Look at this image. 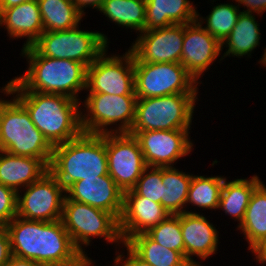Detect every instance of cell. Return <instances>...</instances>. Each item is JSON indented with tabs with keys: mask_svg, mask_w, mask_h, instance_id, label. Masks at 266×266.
<instances>
[{
	"mask_svg": "<svg viewBox=\"0 0 266 266\" xmlns=\"http://www.w3.org/2000/svg\"><path fill=\"white\" fill-rule=\"evenodd\" d=\"M5 229L13 256L34 260L44 266H69L83 256L74 246L61 219L44 222L16 216Z\"/></svg>",
	"mask_w": 266,
	"mask_h": 266,
	"instance_id": "1",
	"label": "cell"
},
{
	"mask_svg": "<svg viewBox=\"0 0 266 266\" xmlns=\"http://www.w3.org/2000/svg\"><path fill=\"white\" fill-rule=\"evenodd\" d=\"M28 68L25 73L8 81L9 91H35L44 94H61L80 101L86 90L87 66L70 59L42 56L33 46L21 49Z\"/></svg>",
	"mask_w": 266,
	"mask_h": 266,
	"instance_id": "2",
	"label": "cell"
},
{
	"mask_svg": "<svg viewBox=\"0 0 266 266\" xmlns=\"http://www.w3.org/2000/svg\"><path fill=\"white\" fill-rule=\"evenodd\" d=\"M27 110L36 128L52 145L66 143L83 133L81 102L61 94L9 91Z\"/></svg>",
	"mask_w": 266,
	"mask_h": 266,
	"instance_id": "3",
	"label": "cell"
},
{
	"mask_svg": "<svg viewBox=\"0 0 266 266\" xmlns=\"http://www.w3.org/2000/svg\"><path fill=\"white\" fill-rule=\"evenodd\" d=\"M105 134L82 133L53 146L49 172L67 189L76 181L108 175Z\"/></svg>",
	"mask_w": 266,
	"mask_h": 266,
	"instance_id": "4",
	"label": "cell"
},
{
	"mask_svg": "<svg viewBox=\"0 0 266 266\" xmlns=\"http://www.w3.org/2000/svg\"><path fill=\"white\" fill-rule=\"evenodd\" d=\"M0 93L9 99L0 102V150L13 155L41 159L48 167L53 146L32 122L25 107L9 93V84Z\"/></svg>",
	"mask_w": 266,
	"mask_h": 266,
	"instance_id": "5",
	"label": "cell"
},
{
	"mask_svg": "<svg viewBox=\"0 0 266 266\" xmlns=\"http://www.w3.org/2000/svg\"><path fill=\"white\" fill-rule=\"evenodd\" d=\"M199 94H174L137 98L130 132L191 130ZM198 100V101H197Z\"/></svg>",
	"mask_w": 266,
	"mask_h": 266,
	"instance_id": "6",
	"label": "cell"
},
{
	"mask_svg": "<svg viewBox=\"0 0 266 266\" xmlns=\"http://www.w3.org/2000/svg\"><path fill=\"white\" fill-rule=\"evenodd\" d=\"M61 221L82 255H87L85 247L90 246L94 238H103L112 245L114 243L115 250L123 243L119 221L111 213L70 200L67 196L63 203Z\"/></svg>",
	"mask_w": 266,
	"mask_h": 266,
	"instance_id": "7",
	"label": "cell"
},
{
	"mask_svg": "<svg viewBox=\"0 0 266 266\" xmlns=\"http://www.w3.org/2000/svg\"><path fill=\"white\" fill-rule=\"evenodd\" d=\"M84 98L81 101L83 133L101 135L130 132L135 120L136 95L99 93L87 94Z\"/></svg>",
	"mask_w": 266,
	"mask_h": 266,
	"instance_id": "8",
	"label": "cell"
},
{
	"mask_svg": "<svg viewBox=\"0 0 266 266\" xmlns=\"http://www.w3.org/2000/svg\"><path fill=\"white\" fill-rule=\"evenodd\" d=\"M79 27L44 31L32 46L42 56L70 59L89 67L109 47L110 40L103 32L85 31Z\"/></svg>",
	"mask_w": 266,
	"mask_h": 266,
	"instance_id": "9",
	"label": "cell"
},
{
	"mask_svg": "<svg viewBox=\"0 0 266 266\" xmlns=\"http://www.w3.org/2000/svg\"><path fill=\"white\" fill-rule=\"evenodd\" d=\"M137 98L198 94L200 86L181 63L134 61Z\"/></svg>",
	"mask_w": 266,
	"mask_h": 266,
	"instance_id": "10",
	"label": "cell"
},
{
	"mask_svg": "<svg viewBox=\"0 0 266 266\" xmlns=\"http://www.w3.org/2000/svg\"><path fill=\"white\" fill-rule=\"evenodd\" d=\"M122 54H108L107 48L87 67L86 93L136 95L134 55L129 49Z\"/></svg>",
	"mask_w": 266,
	"mask_h": 266,
	"instance_id": "11",
	"label": "cell"
},
{
	"mask_svg": "<svg viewBox=\"0 0 266 266\" xmlns=\"http://www.w3.org/2000/svg\"><path fill=\"white\" fill-rule=\"evenodd\" d=\"M65 197L66 189L48 171L17 192V216L44 222L60 220Z\"/></svg>",
	"mask_w": 266,
	"mask_h": 266,
	"instance_id": "12",
	"label": "cell"
},
{
	"mask_svg": "<svg viewBox=\"0 0 266 266\" xmlns=\"http://www.w3.org/2000/svg\"><path fill=\"white\" fill-rule=\"evenodd\" d=\"M108 174L123 191L132 190L147 167L138 140L129 133L105 134Z\"/></svg>",
	"mask_w": 266,
	"mask_h": 266,
	"instance_id": "13",
	"label": "cell"
},
{
	"mask_svg": "<svg viewBox=\"0 0 266 266\" xmlns=\"http://www.w3.org/2000/svg\"><path fill=\"white\" fill-rule=\"evenodd\" d=\"M138 140L143 158L150 167H174L193 152L190 130L129 132Z\"/></svg>",
	"mask_w": 266,
	"mask_h": 266,
	"instance_id": "14",
	"label": "cell"
},
{
	"mask_svg": "<svg viewBox=\"0 0 266 266\" xmlns=\"http://www.w3.org/2000/svg\"><path fill=\"white\" fill-rule=\"evenodd\" d=\"M184 24L143 31L128 49L134 61L144 63H181Z\"/></svg>",
	"mask_w": 266,
	"mask_h": 266,
	"instance_id": "15",
	"label": "cell"
},
{
	"mask_svg": "<svg viewBox=\"0 0 266 266\" xmlns=\"http://www.w3.org/2000/svg\"><path fill=\"white\" fill-rule=\"evenodd\" d=\"M222 44L197 20L184 24L181 64L201 84L200 78L222 54Z\"/></svg>",
	"mask_w": 266,
	"mask_h": 266,
	"instance_id": "16",
	"label": "cell"
},
{
	"mask_svg": "<svg viewBox=\"0 0 266 266\" xmlns=\"http://www.w3.org/2000/svg\"><path fill=\"white\" fill-rule=\"evenodd\" d=\"M204 213H181L180 226L184 240V257L192 266H203L197 260L212 257L218 251L219 231ZM194 257V258H193ZM195 259V260H194Z\"/></svg>",
	"mask_w": 266,
	"mask_h": 266,
	"instance_id": "17",
	"label": "cell"
},
{
	"mask_svg": "<svg viewBox=\"0 0 266 266\" xmlns=\"http://www.w3.org/2000/svg\"><path fill=\"white\" fill-rule=\"evenodd\" d=\"M66 196L70 200L107 211L118 221L123 211L124 192L109 174L74 182L66 189Z\"/></svg>",
	"mask_w": 266,
	"mask_h": 266,
	"instance_id": "18",
	"label": "cell"
},
{
	"mask_svg": "<svg viewBox=\"0 0 266 266\" xmlns=\"http://www.w3.org/2000/svg\"><path fill=\"white\" fill-rule=\"evenodd\" d=\"M169 213L160 203L138 196L133 190L124 192L119 231L123 242L131 236L146 233L157 226Z\"/></svg>",
	"mask_w": 266,
	"mask_h": 266,
	"instance_id": "19",
	"label": "cell"
},
{
	"mask_svg": "<svg viewBox=\"0 0 266 266\" xmlns=\"http://www.w3.org/2000/svg\"><path fill=\"white\" fill-rule=\"evenodd\" d=\"M0 26L7 30L11 40L25 38L21 49L32 46L44 32L38 1L30 0L0 10Z\"/></svg>",
	"mask_w": 266,
	"mask_h": 266,
	"instance_id": "20",
	"label": "cell"
},
{
	"mask_svg": "<svg viewBox=\"0 0 266 266\" xmlns=\"http://www.w3.org/2000/svg\"><path fill=\"white\" fill-rule=\"evenodd\" d=\"M48 171L49 167L39 158L0 150V183L16 192L39 180Z\"/></svg>",
	"mask_w": 266,
	"mask_h": 266,
	"instance_id": "21",
	"label": "cell"
},
{
	"mask_svg": "<svg viewBox=\"0 0 266 266\" xmlns=\"http://www.w3.org/2000/svg\"><path fill=\"white\" fill-rule=\"evenodd\" d=\"M190 1L146 0L145 31L197 20V7Z\"/></svg>",
	"mask_w": 266,
	"mask_h": 266,
	"instance_id": "22",
	"label": "cell"
},
{
	"mask_svg": "<svg viewBox=\"0 0 266 266\" xmlns=\"http://www.w3.org/2000/svg\"><path fill=\"white\" fill-rule=\"evenodd\" d=\"M256 16H261L254 13L241 12L237 24L232 29V32L222 43V51L225 52L219 58L220 61L226 57L251 58L253 51L260 46L261 33L260 23L256 20Z\"/></svg>",
	"mask_w": 266,
	"mask_h": 266,
	"instance_id": "23",
	"label": "cell"
},
{
	"mask_svg": "<svg viewBox=\"0 0 266 266\" xmlns=\"http://www.w3.org/2000/svg\"><path fill=\"white\" fill-rule=\"evenodd\" d=\"M227 180V178L224 179L217 210L224 211L226 216L229 215L234 221L239 222L237 225L240 226L243 222L251 195L262 181L256 174L249 179L247 177L237 178L231 181Z\"/></svg>",
	"mask_w": 266,
	"mask_h": 266,
	"instance_id": "24",
	"label": "cell"
},
{
	"mask_svg": "<svg viewBox=\"0 0 266 266\" xmlns=\"http://www.w3.org/2000/svg\"><path fill=\"white\" fill-rule=\"evenodd\" d=\"M252 253L266 239V186L263 182L251 195L243 222L236 228Z\"/></svg>",
	"mask_w": 266,
	"mask_h": 266,
	"instance_id": "25",
	"label": "cell"
},
{
	"mask_svg": "<svg viewBox=\"0 0 266 266\" xmlns=\"http://www.w3.org/2000/svg\"><path fill=\"white\" fill-rule=\"evenodd\" d=\"M99 12L118 27L133 30L136 35L145 31L146 0H105Z\"/></svg>",
	"mask_w": 266,
	"mask_h": 266,
	"instance_id": "26",
	"label": "cell"
},
{
	"mask_svg": "<svg viewBox=\"0 0 266 266\" xmlns=\"http://www.w3.org/2000/svg\"><path fill=\"white\" fill-rule=\"evenodd\" d=\"M44 31L70 30L78 25L84 16L73 0H37Z\"/></svg>",
	"mask_w": 266,
	"mask_h": 266,
	"instance_id": "27",
	"label": "cell"
},
{
	"mask_svg": "<svg viewBox=\"0 0 266 266\" xmlns=\"http://www.w3.org/2000/svg\"><path fill=\"white\" fill-rule=\"evenodd\" d=\"M125 243L151 266H192L180 252L161 246L146 233L131 236Z\"/></svg>",
	"mask_w": 266,
	"mask_h": 266,
	"instance_id": "28",
	"label": "cell"
},
{
	"mask_svg": "<svg viewBox=\"0 0 266 266\" xmlns=\"http://www.w3.org/2000/svg\"><path fill=\"white\" fill-rule=\"evenodd\" d=\"M193 174L183 172L176 167H162V184L164 188V209L169 215L186 212L188 190Z\"/></svg>",
	"mask_w": 266,
	"mask_h": 266,
	"instance_id": "29",
	"label": "cell"
},
{
	"mask_svg": "<svg viewBox=\"0 0 266 266\" xmlns=\"http://www.w3.org/2000/svg\"><path fill=\"white\" fill-rule=\"evenodd\" d=\"M226 177L222 175L217 176H205V175H194L192 176V181L190 188L188 190V196L186 201V212L187 213H201L196 212V208H202L205 210L218 209L219 200L221 196L222 187L224 184V179ZM196 207L194 211L187 210L189 206Z\"/></svg>",
	"mask_w": 266,
	"mask_h": 266,
	"instance_id": "30",
	"label": "cell"
},
{
	"mask_svg": "<svg viewBox=\"0 0 266 266\" xmlns=\"http://www.w3.org/2000/svg\"><path fill=\"white\" fill-rule=\"evenodd\" d=\"M210 1L212 4L211 12L206 17L197 13V21L202 25L204 24L203 27L222 44L237 24L242 11L237 3L233 4L234 2L216 3L213 6L214 1L217 0Z\"/></svg>",
	"mask_w": 266,
	"mask_h": 266,
	"instance_id": "31",
	"label": "cell"
},
{
	"mask_svg": "<svg viewBox=\"0 0 266 266\" xmlns=\"http://www.w3.org/2000/svg\"><path fill=\"white\" fill-rule=\"evenodd\" d=\"M146 234L161 246L178 251L184 256V240L181 233L180 214L168 215L157 226L148 230Z\"/></svg>",
	"mask_w": 266,
	"mask_h": 266,
	"instance_id": "32",
	"label": "cell"
},
{
	"mask_svg": "<svg viewBox=\"0 0 266 266\" xmlns=\"http://www.w3.org/2000/svg\"><path fill=\"white\" fill-rule=\"evenodd\" d=\"M164 188L166 187L162 184V167L147 166L132 190L138 196L160 203L164 207Z\"/></svg>",
	"mask_w": 266,
	"mask_h": 266,
	"instance_id": "33",
	"label": "cell"
},
{
	"mask_svg": "<svg viewBox=\"0 0 266 266\" xmlns=\"http://www.w3.org/2000/svg\"><path fill=\"white\" fill-rule=\"evenodd\" d=\"M17 216V192L0 183V227H5Z\"/></svg>",
	"mask_w": 266,
	"mask_h": 266,
	"instance_id": "34",
	"label": "cell"
},
{
	"mask_svg": "<svg viewBox=\"0 0 266 266\" xmlns=\"http://www.w3.org/2000/svg\"><path fill=\"white\" fill-rule=\"evenodd\" d=\"M121 246H123L122 250L124 252L119 251V249L116 250L113 259L114 262L111 266H151L149 263L141 259L125 242H123ZM124 248L126 250V253ZM124 253L127 255H125Z\"/></svg>",
	"mask_w": 266,
	"mask_h": 266,
	"instance_id": "35",
	"label": "cell"
},
{
	"mask_svg": "<svg viewBox=\"0 0 266 266\" xmlns=\"http://www.w3.org/2000/svg\"><path fill=\"white\" fill-rule=\"evenodd\" d=\"M12 256L10 238L5 227H0V266H6Z\"/></svg>",
	"mask_w": 266,
	"mask_h": 266,
	"instance_id": "36",
	"label": "cell"
},
{
	"mask_svg": "<svg viewBox=\"0 0 266 266\" xmlns=\"http://www.w3.org/2000/svg\"><path fill=\"white\" fill-rule=\"evenodd\" d=\"M233 1V0H232ZM235 3H238L237 6H243L245 10L242 12L246 13H257L262 15L266 11V0H234Z\"/></svg>",
	"mask_w": 266,
	"mask_h": 266,
	"instance_id": "37",
	"label": "cell"
},
{
	"mask_svg": "<svg viewBox=\"0 0 266 266\" xmlns=\"http://www.w3.org/2000/svg\"><path fill=\"white\" fill-rule=\"evenodd\" d=\"M105 0H73V2L75 3L78 11L85 17L86 12L85 9L86 8H92L97 10V12L100 10V8L102 7L103 3ZM85 8V9H84Z\"/></svg>",
	"mask_w": 266,
	"mask_h": 266,
	"instance_id": "38",
	"label": "cell"
},
{
	"mask_svg": "<svg viewBox=\"0 0 266 266\" xmlns=\"http://www.w3.org/2000/svg\"><path fill=\"white\" fill-rule=\"evenodd\" d=\"M6 266H44V265L35 262L34 260L23 259L12 255Z\"/></svg>",
	"mask_w": 266,
	"mask_h": 266,
	"instance_id": "39",
	"label": "cell"
},
{
	"mask_svg": "<svg viewBox=\"0 0 266 266\" xmlns=\"http://www.w3.org/2000/svg\"><path fill=\"white\" fill-rule=\"evenodd\" d=\"M252 255L255 256L254 261L263 265L266 264V239L252 252Z\"/></svg>",
	"mask_w": 266,
	"mask_h": 266,
	"instance_id": "40",
	"label": "cell"
},
{
	"mask_svg": "<svg viewBox=\"0 0 266 266\" xmlns=\"http://www.w3.org/2000/svg\"><path fill=\"white\" fill-rule=\"evenodd\" d=\"M92 259L93 258H90L88 255H83L75 264L69 266H98L95 264L96 262Z\"/></svg>",
	"mask_w": 266,
	"mask_h": 266,
	"instance_id": "41",
	"label": "cell"
},
{
	"mask_svg": "<svg viewBox=\"0 0 266 266\" xmlns=\"http://www.w3.org/2000/svg\"><path fill=\"white\" fill-rule=\"evenodd\" d=\"M30 0H0V10H5L13 6H18Z\"/></svg>",
	"mask_w": 266,
	"mask_h": 266,
	"instance_id": "42",
	"label": "cell"
},
{
	"mask_svg": "<svg viewBox=\"0 0 266 266\" xmlns=\"http://www.w3.org/2000/svg\"><path fill=\"white\" fill-rule=\"evenodd\" d=\"M264 50V53L261 55V58L259 59L258 63L263 66V67H266V46H265V49Z\"/></svg>",
	"mask_w": 266,
	"mask_h": 266,
	"instance_id": "43",
	"label": "cell"
}]
</instances>
